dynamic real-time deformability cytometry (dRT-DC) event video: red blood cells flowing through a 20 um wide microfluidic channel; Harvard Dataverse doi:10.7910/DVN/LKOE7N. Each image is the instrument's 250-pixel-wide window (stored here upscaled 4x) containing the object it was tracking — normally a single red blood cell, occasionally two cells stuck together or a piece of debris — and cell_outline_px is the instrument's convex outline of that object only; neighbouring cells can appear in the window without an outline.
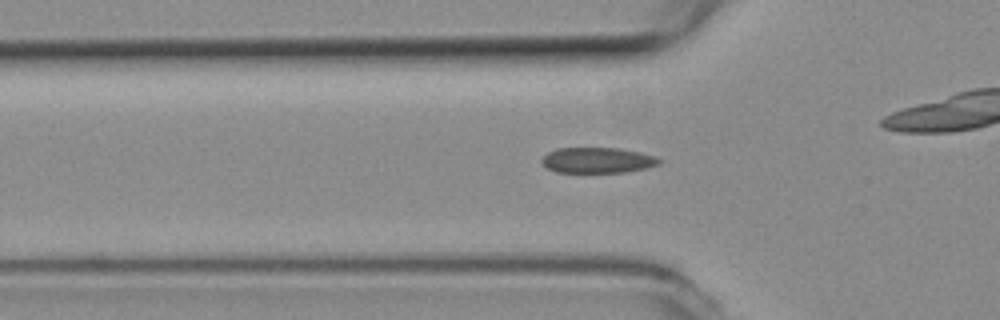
{"species": "common noctule bat (a hibernating species)", "species_latin": "Nyctalus noctula", "temperature_condition": "room temperature", "stored_images_in_passage": 41, "camera_frame_rate_fps": 3000, "um_per_image_px": 0.085, "animal": {"sex": "female", "body_mass_g": 19.3, "forearm_length_mm": 54.1}, "frame": {"image": 1, "passage_image": 15, "time_ms": 4.667, "image_size_px": [1000, 320], "cell_outline_px": [[664, 160], [660, 164], [648, 168], [624, 172], [556, 172], [548, 168], [540, 160], [548, 152], [556, 148], [616, 148], [640, 152], [656, 156]], "centroid_in_image_um": [50.84, 13.62], "position_along_channel_um": 75.0, "area_um2": 17.57}}
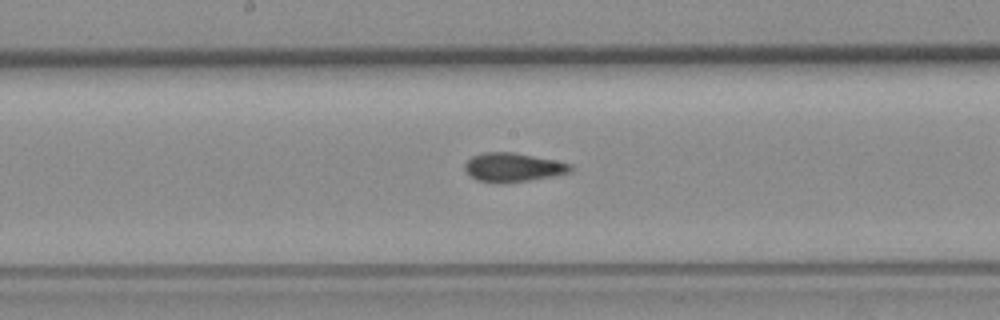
{"frame": {"image": 2, "passage_image": 25, "time_ms": 8.0, "image_size_px": [1000, 320], "cell_outline_px": [[572, 172], [552, 176], [528, 180], [476, 180], [464, 168], [464, 164], [472, 156], [480, 152], [512, 152], [556, 160], [572, 164]], "centroid_in_image_um": [43.65, 14.17], "position_along_channel_um": 204.6, "area_um2": 17.11}}
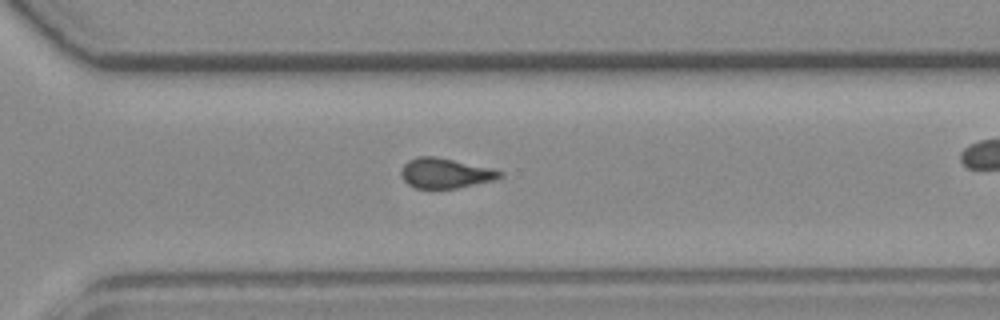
{"frame": {"image": 3, "passage_image": 35, "time_ms": 11.333, "image_size_px": [1000, 320], "cell_outline_px": [[504, 176], [496, 180], [456, 188], [432, 192], [416, 188], [408, 184], [404, 180], [400, 172], [404, 164], [408, 160], [416, 156], [436, 156], [488, 168], [504, 172]], "centroid_in_image_um": [37.81, 14.76], "position_along_channel_um": 332.8, "area_um2": 17.74}}